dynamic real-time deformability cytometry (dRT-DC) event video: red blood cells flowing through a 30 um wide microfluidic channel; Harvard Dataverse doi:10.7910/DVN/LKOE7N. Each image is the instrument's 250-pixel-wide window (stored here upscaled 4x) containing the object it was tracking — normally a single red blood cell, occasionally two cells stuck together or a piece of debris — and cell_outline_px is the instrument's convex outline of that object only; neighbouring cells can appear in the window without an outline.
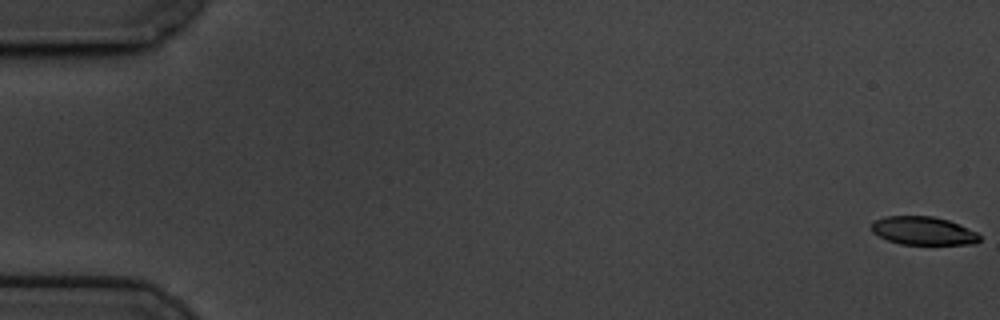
{"species": "common noctule bat (a hibernating species)", "species_latin": "Nyctalus noctula", "temperature_condition": "cold", "stored_images_in_passage": 59, "camera_frame_rate_fps": 3000, "um_per_image_px": 0.085, "animal": {"sex": "male", "body_mass_g": 19.5, "forearm_length_mm": 54.6}, "frame": {"image": 1, "passage_image": 1, "time_ms": 0.0, "image_size_px": [1000, 320], "cell_outline_px": [[980, 240], [976, 244], [900, 244], [888, 240], [872, 232], [872, 224], [876, 220], [888, 216], [932, 216], [948, 220], [976, 232], [980, 236]], "centroid_in_image_um": [78.49, 19.62], "position_along_channel_um": 6.5, "area_um2": 17.57}}
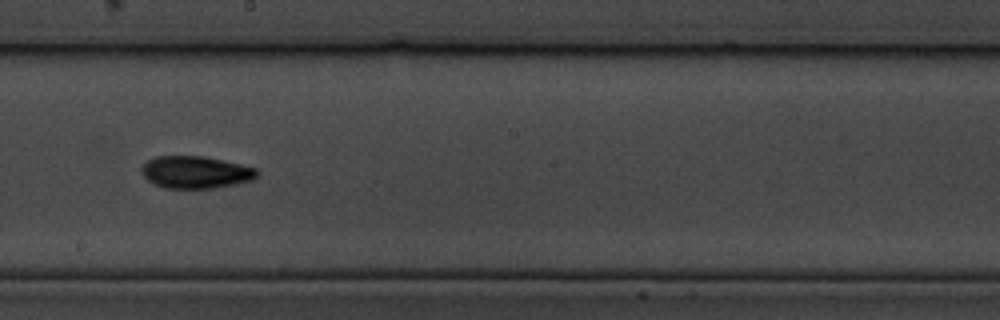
{"frame": {"image": 2, "passage_image": 34, "time_ms": 11.0, "image_size_px": [1000, 320], "cell_outline_px": [[260, 172], [252, 180], [236, 184], [212, 188], [164, 188], [148, 180], [140, 172], [140, 168], [148, 160], [156, 156], [204, 156], [240, 164], [256, 168]], "centroid_in_image_um": [16.62, 14.63], "position_along_channel_um": 231.6, "area_um2": 21.68}}
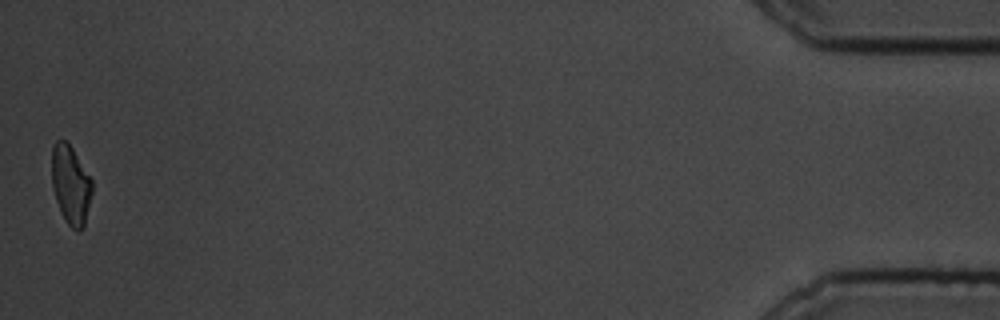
{"frame": {"image": 3, "passage_image": 59, "time_ms": 19.333, "image_size_px": [1000, 320], "cell_outline_px": [[92, 192], [84, 224], [76, 232], [64, 220], [60, 212], [52, 188], [52, 144], [56, 140], [64, 140], [72, 148], [92, 180]], "centroid_in_image_um": [5.99, 15.7], "position_along_channel_um": 429.2, "area_um2": 18.38}, "authors_computed_cell_mechanics": {"area_um2": 20.2878, "velocity_mm_per_s": 3.4444, "shape_relaxation_time_tau1_ms": 4.1568, "shape_relaxation_time_tau2_ms": 4.0723, "deformation_change_tau1": 0.16, "deformation_change_tau2": 0.102}}